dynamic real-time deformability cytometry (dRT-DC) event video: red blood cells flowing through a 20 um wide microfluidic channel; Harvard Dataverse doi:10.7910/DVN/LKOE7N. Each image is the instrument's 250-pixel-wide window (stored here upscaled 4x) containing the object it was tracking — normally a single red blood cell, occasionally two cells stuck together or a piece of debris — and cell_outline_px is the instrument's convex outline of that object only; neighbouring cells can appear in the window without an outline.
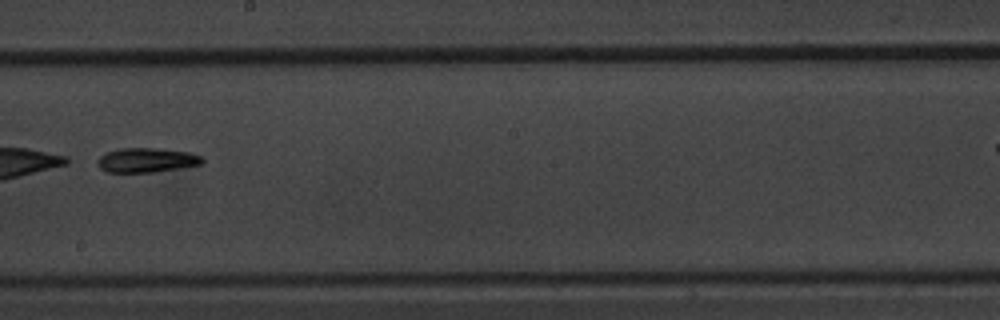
{"species": "common noctule bat (a hibernating species)", "species_latin": "Nyctalus noctula", "temperature_condition": "warm", "stored_images_in_passage": 10, "camera_frame_rate_fps": 3000, "um_per_image_px": 0.085, "animal": {"sex": "male", "body_mass_g": 20.1, "forearm_length_mm": 53.5}, "frame": {"image": 1, "passage_image": 9, "time_ms": 10.0, "image_size_px": [1000, 320], "cell_outline_px": [[204, 160], [200, 164], [152, 172], [104, 172], [96, 164], [96, 160], [104, 152], [120, 148], [156, 148], [188, 152], [200, 156]], "centroid_in_image_um": [12.36, 13.6], "position_along_channel_um": 235.8, "area_um2": 14.85}}